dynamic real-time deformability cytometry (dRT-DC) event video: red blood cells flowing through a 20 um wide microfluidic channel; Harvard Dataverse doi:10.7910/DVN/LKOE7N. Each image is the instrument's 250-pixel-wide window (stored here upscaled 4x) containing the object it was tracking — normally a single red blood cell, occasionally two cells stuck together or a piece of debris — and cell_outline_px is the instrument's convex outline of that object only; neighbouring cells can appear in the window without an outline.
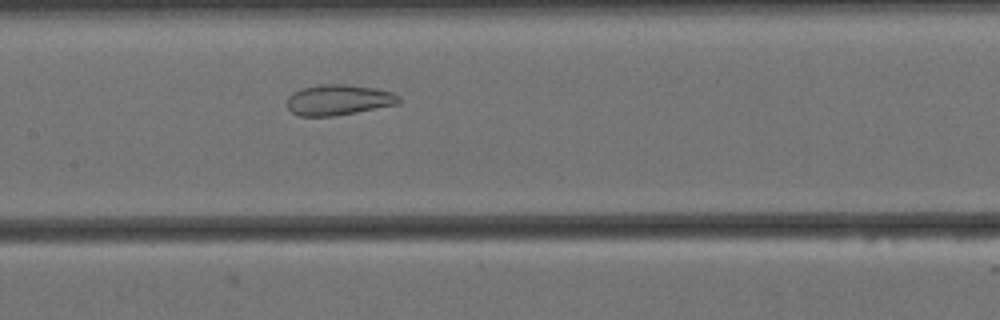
{"species": "Egyptian fruit bat (a non-hibernating species)", "species_latin": "Rousettus aegyptiacus", "temperature_condition": "cold", "stored_images_in_passage": 37, "camera_frame_rate_fps": 3000, "um_per_image_px": 0.085, "animal": {"sex": "female"}, "frame": {"image": 1, "passage_image": 12, "time_ms": 3.667, "image_size_px": [1000, 320], "cell_outline_px": [[400, 100], [396, 104], [356, 112], [332, 116], [300, 116], [292, 112], [288, 108], [288, 96], [292, 92], [300, 88], [320, 84], [344, 84], [372, 88], [392, 92], [400, 96]], "centroid_in_image_um": [28.73, 8.48], "position_along_channel_um": 178.7, "area_um2": 19.77}}
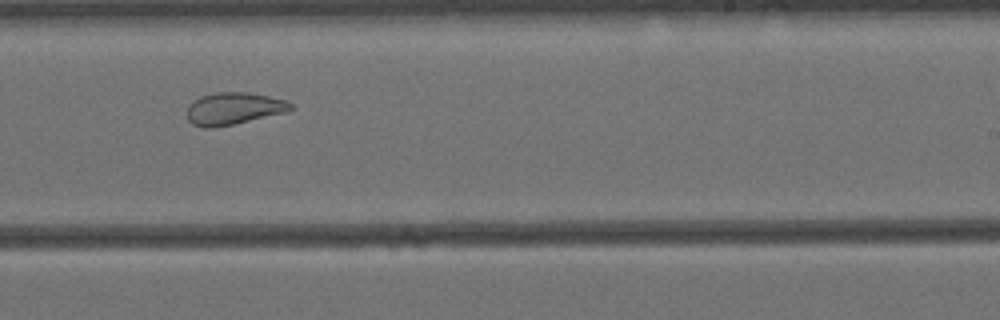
{"frame": {"image": 2, "passage_image": 20, "time_ms": 6.333, "image_size_px": [1000, 320], "cell_outline_px": [[292, 108], [288, 112], [232, 124], [212, 128], [204, 128], [192, 124], [188, 120], [188, 108], [200, 96], [216, 92], [248, 92], [288, 100], [292, 104]], "centroid_in_image_um": [19.9, 9.22], "position_along_channel_um": 269.1, "area_um2": 19.31}}
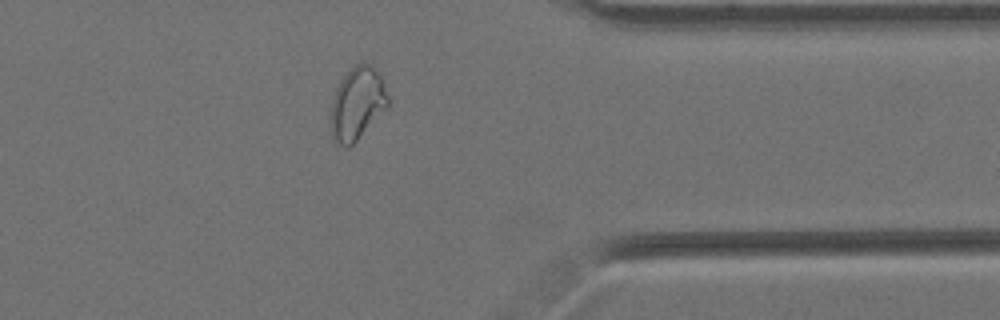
{"frame": {"image": 3, "passage_image": 31, "time_ms": 10.0, "image_size_px": [1000, 320], "cell_outline_px": [[388, 108], [348, 148], [332, 140], [328, 116], [332, 100], [336, 88], [340, 80], [356, 64], [368, 64], [380, 76], [388, 96]], "centroid_in_image_um": [30.31, 8.86], "position_along_channel_um": 381.1, "area_um2": 24.16}}